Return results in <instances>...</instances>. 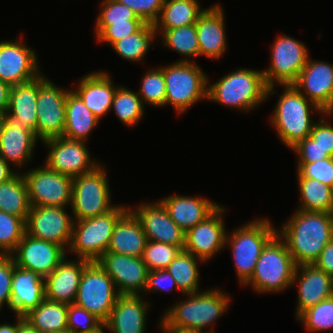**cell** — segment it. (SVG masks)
Instances as JSON below:
<instances>
[{"label": "cell", "mask_w": 333, "mask_h": 333, "mask_svg": "<svg viewBox=\"0 0 333 333\" xmlns=\"http://www.w3.org/2000/svg\"><path fill=\"white\" fill-rule=\"evenodd\" d=\"M290 219L278 228L295 264H314L333 238V213L295 210Z\"/></svg>", "instance_id": "6da1fadb"}, {"label": "cell", "mask_w": 333, "mask_h": 333, "mask_svg": "<svg viewBox=\"0 0 333 333\" xmlns=\"http://www.w3.org/2000/svg\"><path fill=\"white\" fill-rule=\"evenodd\" d=\"M230 296L219 289H207L187 294V299L176 302L159 321L161 328H188L206 330L227 311ZM204 329V330H203Z\"/></svg>", "instance_id": "7a4b0ae2"}, {"label": "cell", "mask_w": 333, "mask_h": 333, "mask_svg": "<svg viewBox=\"0 0 333 333\" xmlns=\"http://www.w3.org/2000/svg\"><path fill=\"white\" fill-rule=\"evenodd\" d=\"M282 87L284 92L276 102L270 116V124L276 130L279 140L291 149L300 140L310 135L315 124V121L311 119V110L321 115L325 112L293 85H282Z\"/></svg>", "instance_id": "3957f363"}, {"label": "cell", "mask_w": 333, "mask_h": 333, "mask_svg": "<svg viewBox=\"0 0 333 333\" xmlns=\"http://www.w3.org/2000/svg\"><path fill=\"white\" fill-rule=\"evenodd\" d=\"M267 86L262 70L238 68L216 83H207V100L243 111L266 102Z\"/></svg>", "instance_id": "277c9868"}, {"label": "cell", "mask_w": 333, "mask_h": 333, "mask_svg": "<svg viewBox=\"0 0 333 333\" xmlns=\"http://www.w3.org/2000/svg\"><path fill=\"white\" fill-rule=\"evenodd\" d=\"M297 265L285 241L276 233L264 246L251 278L243 285H251L255 292L277 293L292 286Z\"/></svg>", "instance_id": "5b68a950"}, {"label": "cell", "mask_w": 333, "mask_h": 333, "mask_svg": "<svg viewBox=\"0 0 333 333\" xmlns=\"http://www.w3.org/2000/svg\"><path fill=\"white\" fill-rule=\"evenodd\" d=\"M276 233L270 220L258 218L226 234L225 246L230 245L237 279L242 285L251 278L264 246Z\"/></svg>", "instance_id": "8992f818"}, {"label": "cell", "mask_w": 333, "mask_h": 333, "mask_svg": "<svg viewBox=\"0 0 333 333\" xmlns=\"http://www.w3.org/2000/svg\"><path fill=\"white\" fill-rule=\"evenodd\" d=\"M165 79V106L172 105L177 114H183L193 104L207 99L208 76L192 61H176L162 67Z\"/></svg>", "instance_id": "52a82bcc"}, {"label": "cell", "mask_w": 333, "mask_h": 333, "mask_svg": "<svg viewBox=\"0 0 333 333\" xmlns=\"http://www.w3.org/2000/svg\"><path fill=\"white\" fill-rule=\"evenodd\" d=\"M116 205L112 210L93 218L74 220L68 251L77 258L96 262L108 249L118 219L128 210Z\"/></svg>", "instance_id": "ba28073f"}, {"label": "cell", "mask_w": 333, "mask_h": 333, "mask_svg": "<svg viewBox=\"0 0 333 333\" xmlns=\"http://www.w3.org/2000/svg\"><path fill=\"white\" fill-rule=\"evenodd\" d=\"M110 184L103 165L73 178L71 212L74 220L96 217L112 210Z\"/></svg>", "instance_id": "9c48e42d"}, {"label": "cell", "mask_w": 333, "mask_h": 333, "mask_svg": "<svg viewBox=\"0 0 333 333\" xmlns=\"http://www.w3.org/2000/svg\"><path fill=\"white\" fill-rule=\"evenodd\" d=\"M308 48L301 41L289 35H278L271 47V63L262 70L267 86L266 99L274 92L277 85H292L304 68L309 58ZM276 82V83H275Z\"/></svg>", "instance_id": "30bf717a"}, {"label": "cell", "mask_w": 333, "mask_h": 333, "mask_svg": "<svg viewBox=\"0 0 333 333\" xmlns=\"http://www.w3.org/2000/svg\"><path fill=\"white\" fill-rule=\"evenodd\" d=\"M118 295L112 278L97 262H90L83 270L74 304L105 323Z\"/></svg>", "instance_id": "8fae6325"}, {"label": "cell", "mask_w": 333, "mask_h": 333, "mask_svg": "<svg viewBox=\"0 0 333 333\" xmlns=\"http://www.w3.org/2000/svg\"><path fill=\"white\" fill-rule=\"evenodd\" d=\"M69 91L54 85L43 74L37 77L36 137L39 141L63 136Z\"/></svg>", "instance_id": "7c38bea8"}, {"label": "cell", "mask_w": 333, "mask_h": 333, "mask_svg": "<svg viewBox=\"0 0 333 333\" xmlns=\"http://www.w3.org/2000/svg\"><path fill=\"white\" fill-rule=\"evenodd\" d=\"M31 206L66 207L71 205L73 178L57 173L45 164L22 173Z\"/></svg>", "instance_id": "4fadbf2b"}, {"label": "cell", "mask_w": 333, "mask_h": 333, "mask_svg": "<svg viewBox=\"0 0 333 333\" xmlns=\"http://www.w3.org/2000/svg\"><path fill=\"white\" fill-rule=\"evenodd\" d=\"M42 143L49 149L45 165L57 173L72 178L93 171L100 164L90 158L85 141L61 137L47 139Z\"/></svg>", "instance_id": "5bb4252c"}, {"label": "cell", "mask_w": 333, "mask_h": 333, "mask_svg": "<svg viewBox=\"0 0 333 333\" xmlns=\"http://www.w3.org/2000/svg\"><path fill=\"white\" fill-rule=\"evenodd\" d=\"M73 223V216L68 214L66 207L31 206L25 221L26 234L59 244L68 250Z\"/></svg>", "instance_id": "9a60e30c"}, {"label": "cell", "mask_w": 333, "mask_h": 333, "mask_svg": "<svg viewBox=\"0 0 333 333\" xmlns=\"http://www.w3.org/2000/svg\"><path fill=\"white\" fill-rule=\"evenodd\" d=\"M19 39L0 41V80L10 86L29 82L42 73L35 50L22 36Z\"/></svg>", "instance_id": "2e32d148"}, {"label": "cell", "mask_w": 333, "mask_h": 333, "mask_svg": "<svg viewBox=\"0 0 333 333\" xmlns=\"http://www.w3.org/2000/svg\"><path fill=\"white\" fill-rule=\"evenodd\" d=\"M119 294L142 295L149 270L142 257L105 252L97 261Z\"/></svg>", "instance_id": "e0dca14e"}, {"label": "cell", "mask_w": 333, "mask_h": 333, "mask_svg": "<svg viewBox=\"0 0 333 333\" xmlns=\"http://www.w3.org/2000/svg\"><path fill=\"white\" fill-rule=\"evenodd\" d=\"M220 205L204 221L196 224L185 233L186 252L193 254L204 262L217 256L219 251L224 250L226 240V227L224 224V209Z\"/></svg>", "instance_id": "ac0fdd59"}, {"label": "cell", "mask_w": 333, "mask_h": 333, "mask_svg": "<svg viewBox=\"0 0 333 333\" xmlns=\"http://www.w3.org/2000/svg\"><path fill=\"white\" fill-rule=\"evenodd\" d=\"M66 250L59 244L40 240L25 233L11 256L16 266L34 271L45 278L67 256Z\"/></svg>", "instance_id": "d6986e66"}, {"label": "cell", "mask_w": 333, "mask_h": 333, "mask_svg": "<svg viewBox=\"0 0 333 333\" xmlns=\"http://www.w3.org/2000/svg\"><path fill=\"white\" fill-rule=\"evenodd\" d=\"M137 208V209H136ZM129 209L140 221L147 240L178 246L185 245V232L170 218L167 209L160 200L141 203Z\"/></svg>", "instance_id": "ffe728a7"}, {"label": "cell", "mask_w": 333, "mask_h": 333, "mask_svg": "<svg viewBox=\"0 0 333 333\" xmlns=\"http://www.w3.org/2000/svg\"><path fill=\"white\" fill-rule=\"evenodd\" d=\"M292 85L324 112H333V64L309 57Z\"/></svg>", "instance_id": "44dd1931"}, {"label": "cell", "mask_w": 333, "mask_h": 333, "mask_svg": "<svg viewBox=\"0 0 333 333\" xmlns=\"http://www.w3.org/2000/svg\"><path fill=\"white\" fill-rule=\"evenodd\" d=\"M298 284L296 318L306 309L333 296V278L314 264L298 265L292 286Z\"/></svg>", "instance_id": "7402d4cb"}, {"label": "cell", "mask_w": 333, "mask_h": 333, "mask_svg": "<svg viewBox=\"0 0 333 333\" xmlns=\"http://www.w3.org/2000/svg\"><path fill=\"white\" fill-rule=\"evenodd\" d=\"M142 295L119 294L109 319L104 323L110 333H145L150 304Z\"/></svg>", "instance_id": "603a6c76"}, {"label": "cell", "mask_w": 333, "mask_h": 333, "mask_svg": "<svg viewBox=\"0 0 333 333\" xmlns=\"http://www.w3.org/2000/svg\"><path fill=\"white\" fill-rule=\"evenodd\" d=\"M45 279L34 271L15 265L11 283L10 310L24 317L45 299Z\"/></svg>", "instance_id": "cb8c5ba5"}, {"label": "cell", "mask_w": 333, "mask_h": 333, "mask_svg": "<svg viewBox=\"0 0 333 333\" xmlns=\"http://www.w3.org/2000/svg\"><path fill=\"white\" fill-rule=\"evenodd\" d=\"M37 140L32 130L25 127L17 118L7 115L0 135V156L10 165L21 168L31 161Z\"/></svg>", "instance_id": "d4e9b609"}, {"label": "cell", "mask_w": 333, "mask_h": 333, "mask_svg": "<svg viewBox=\"0 0 333 333\" xmlns=\"http://www.w3.org/2000/svg\"><path fill=\"white\" fill-rule=\"evenodd\" d=\"M65 257L60 264L46 276L45 297L54 302L74 304L84 268L90 261Z\"/></svg>", "instance_id": "484cf974"}, {"label": "cell", "mask_w": 333, "mask_h": 333, "mask_svg": "<svg viewBox=\"0 0 333 333\" xmlns=\"http://www.w3.org/2000/svg\"><path fill=\"white\" fill-rule=\"evenodd\" d=\"M224 10L213 4L198 17L196 22L200 56L212 59L223 57L227 48Z\"/></svg>", "instance_id": "4316f807"}, {"label": "cell", "mask_w": 333, "mask_h": 333, "mask_svg": "<svg viewBox=\"0 0 333 333\" xmlns=\"http://www.w3.org/2000/svg\"><path fill=\"white\" fill-rule=\"evenodd\" d=\"M77 87L73 90L100 121L110 112L113 97L118 86L114 85L111 76L106 71L88 73L80 78Z\"/></svg>", "instance_id": "83f0119b"}, {"label": "cell", "mask_w": 333, "mask_h": 333, "mask_svg": "<svg viewBox=\"0 0 333 333\" xmlns=\"http://www.w3.org/2000/svg\"><path fill=\"white\" fill-rule=\"evenodd\" d=\"M170 218L186 233L196 224L204 221L220 205L205 197L169 195L160 199Z\"/></svg>", "instance_id": "f1b7e54d"}, {"label": "cell", "mask_w": 333, "mask_h": 333, "mask_svg": "<svg viewBox=\"0 0 333 333\" xmlns=\"http://www.w3.org/2000/svg\"><path fill=\"white\" fill-rule=\"evenodd\" d=\"M147 242L146 234L135 214L128 209L117 221L106 252L142 257Z\"/></svg>", "instance_id": "f546056e"}, {"label": "cell", "mask_w": 333, "mask_h": 333, "mask_svg": "<svg viewBox=\"0 0 333 333\" xmlns=\"http://www.w3.org/2000/svg\"><path fill=\"white\" fill-rule=\"evenodd\" d=\"M99 122L82 99L73 90H70L66 98L63 137L86 142Z\"/></svg>", "instance_id": "4dcf8cb0"}, {"label": "cell", "mask_w": 333, "mask_h": 333, "mask_svg": "<svg viewBox=\"0 0 333 333\" xmlns=\"http://www.w3.org/2000/svg\"><path fill=\"white\" fill-rule=\"evenodd\" d=\"M37 78L11 86L7 115L17 118L36 136Z\"/></svg>", "instance_id": "1f68e13d"}, {"label": "cell", "mask_w": 333, "mask_h": 333, "mask_svg": "<svg viewBox=\"0 0 333 333\" xmlns=\"http://www.w3.org/2000/svg\"><path fill=\"white\" fill-rule=\"evenodd\" d=\"M198 0H164L155 29H172L196 24L198 17L206 10L201 9Z\"/></svg>", "instance_id": "d6a6232c"}, {"label": "cell", "mask_w": 333, "mask_h": 333, "mask_svg": "<svg viewBox=\"0 0 333 333\" xmlns=\"http://www.w3.org/2000/svg\"><path fill=\"white\" fill-rule=\"evenodd\" d=\"M68 304L44 299L34 310L24 316L38 332H68Z\"/></svg>", "instance_id": "836d02e7"}, {"label": "cell", "mask_w": 333, "mask_h": 333, "mask_svg": "<svg viewBox=\"0 0 333 333\" xmlns=\"http://www.w3.org/2000/svg\"><path fill=\"white\" fill-rule=\"evenodd\" d=\"M300 203L297 210L333 213L331 187L297 172Z\"/></svg>", "instance_id": "e575fe53"}, {"label": "cell", "mask_w": 333, "mask_h": 333, "mask_svg": "<svg viewBox=\"0 0 333 333\" xmlns=\"http://www.w3.org/2000/svg\"><path fill=\"white\" fill-rule=\"evenodd\" d=\"M30 207L27 184L22 173L0 184V211L26 221Z\"/></svg>", "instance_id": "d590c367"}, {"label": "cell", "mask_w": 333, "mask_h": 333, "mask_svg": "<svg viewBox=\"0 0 333 333\" xmlns=\"http://www.w3.org/2000/svg\"><path fill=\"white\" fill-rule=\"evenodd\" d=\"M205 263L193 254L181 250L179 254L170 262L166 270L171 274L177 284V289L183 294L200 292L198 263Z\"/></svg>", "instance_id": "8d00e7d4"}, {"label": "cell", "mask_w": 333, "mask_h": 333, "mask_svg": "<svg viewBox=\"0 0 333 333\" xmlns=\"http://www.w3.org/2000/svg\"><path fill=\"white\" fill-rule=\"evenodd\" d=\"M156 34H162V44L168 49L176 51L184 58L179 61H191L187 57H200L196 24L172 29H155ZM186 56V57H185ZM189 59V60H188Z\"/></svg>", "instance_id": "74e56055"}, {"label": "cell", "mask_w": 333, "mask_h": 333, "mask_svg": "<svg viewBox=\"0 0 333 333\" xmlns=\"http://www.w3.org/2000/svg\"><path fill=\"white\" fill-rule=\"evenodd\" d=\"M157 37L154 24L145 23L137 32L114 42L111 47L129 62H141Z\"/></svg>", "instance_id": "f35d334b"}, {"label": "cell", "mask_w": 333, "mask_h": 333, "mask_svg": "<svg viewBox=\"0 0 333 333\" xmlns=\"http://www.w3.org/2000/svg\"><path fill=\"white\" fill-rule=\"evenodd\" d=\"M119 120L128 127L134 126L144 115V104L138 93L124 87H117L112 107Z\"/></svg>", "instance_id": "ab89813d"}, {"label": "cell", "mask_w": 333, "mask_h": 333, "mask_svg": "<svg viewBox=\"0 0 333 333\" xmlns=\"http://www.w3.org/2000/svg\"><path fill=\"white\" fill-rule=\"evenodd\" d=\"M296 320L309 332H323L333 329V296L303 311Z\"/></svg>", "instance_id": "60d3db41"}, {"label": "cell", "mask_w": 333, "mask_h": 333, "mask_svg": "<svg viewBox=\"0 0 333 333\" xmlns=\"http://www.w3.org/2000/svg\"><path fill=\"white\" fill-rule=\"evenodd\" d=\"M25 233L23 218L0 211V255H11Z\"/></svg>", "instance_id": "b9f144b4"}, {"label": "cell", "mask_w": 333, "mask_h": 333, "mask_svg": "<svg viewBox=\"0 0 333 333\" xmlns=\"http://www.w3.org/2000/svg\"><path fill=\"white\" fill-rule=\"evenodd\" d=\"M143 104L155 107L165 106L166 87L162 66L151 68L142 78L141 86L137 92Z\"/></svg>", "instance_id": "7bdbcfd3"}, {"label": "cell", "mask_w": 333, "mask_h": 333, "mask_svg": "<svg viewBox=\"0 0 333 333\" xmlns=\"http://www.w3.org/2000/svg\"><path fill=\"white\" fill-rule=\"evenodd\" d=\"M180 251L178 246L147 240L142 258L149 271L162 270L169 266Z\"/></svg>", "instance_id": "ee69618b"}, {"label": "cell", "mask_w": 333, "mask_h": 333, "mask_svg": "<svg viewBox=\"0 0 333 333\" xmlns=\"http://www.w3.org/2000/svg\"><path fill=\"white\" fill-rule=\"evenodd\" d=\"M104 323L86 309L68 304L67 329L69 333H98Z\"/></svg>", "instance_id": "f6af8a7d"}, {"label": "cell", "mask_w": 333, "mask_h": 333, "mask_svg": "<svg viewBox=\"0 0 333 333\" xmlns=\"http://www.w3.org/2000/svg\"><path fill=\"white\" fill-rule=\"evenodd\" d=\"M100 13L95 25H111L120 22H144L135 13L117 0L100 1Z\"/></svg>", "instance_id": "bcb514c9"}, {"label": "cell", "mask_w": 333, "mask_h": 333, "mask_svg": "<svg viewBox=\"0 0 333 333\" xmlns=\"http://www.w3.org/2000/svg\"><path fill=\"white\" fill-rule=\"evenodd\" d=\"M145 22H120L111 25H94L96 40L112 45L114 42L137 32Z\"/></svg>", "instance_id": "7dc6e473"}, {"label": "cell", "mask_w": 333, "mask_h": 333, "mask_svg": "<svg viewBox=\"0 0 333 333\" xmlns=\"http://www.w3.org/2000/svg\"><path fill=\"white\" fill-rule=\"evenodd\" d=\"M302 177L318 180L328 186L333 184V158L313 163H297L296 170Z\"/></svg>", "instance_id": "c3c4849f"}, {"label": "cell", "mask_w": 333, "mask_h": 333, "mask_svg": "<svg viewBox=\"0 0 333 333\" xmlns=\"http://www.w3.org/2000/svg\"><path fill=\"white\" fill-rule=\"evenodd\" d=\"M322 116L325 117H321L318 122H315L309 137L316 142L323 153L333 158V125L327 119L325 120L326 117H331V112H325Z\"/></svg>", "instance_id": "681fc988"}, {"label": "cell", "mask_w": 333, "mask_h": 333, "mask_svg": "<svg viewBox=\"0 0 333 333\" xmlns=\"http://www.w3.org/2000/svg\"><path fill=\"white\" fill-rule=\"evenodd\" d=\"M131 9L145 23L154 24L160 16L164 0H117Z\"/></svg>", "instance_id": "f907efd6"}, {"label": "cell", "mask_w": 333, "mask_h": 333, "mask_svg": "<svg viewBox=\"0 0 333 333\" xmlns=\"http://www.w3.org/2000/svg\"><path fill=\"white\" fill-rule=\"evenodd\" d=\"M13 257L0 255V311L6 304L10 310Z\"/></svg>", "instance_id": "816d5d0a"}, {"label": "cell", "mask_w": 333, "mask_h": 333, "mask_svg": "<svg viewBox=\"0 0 333 333\" xmlns=\"http://www.w3.org/2000/svg\"><path fill=\"white\" fill-rule=\"evenodd\" d=\"M174 286L177 288L176 281L166 269L150 270L148 272L146 286L143 294H145V292L151 293L155 291H166L171 293L174 289Z\"/></svg>", "instance_id": "f5cc1de1"}, {"label": "cell", "mask_w": 333, "mask_h": 333, "mask_svg": "<svg viewBox=\"0 0 333 333\" xmlns=\"http://www.w3.org/2000/svg\"><path fill=\"white\" fill-rule=\"evenodd\" d=\"M298 157V163H313L318 160L327 159L329 156L323 153L316 142L309 136L300 140L294 147L291 148Z\"/></svg>", "instance_id": "db71d44e"}, {"label": "cell", "mask_w": 333, "mask_h": 333, "mask_svg": "<svg viewBox=\"0 0 333 333\" xmlns=\"http://www.w3.org/2000/svg\"><path fill=\"white\" fill-rule=\"evenodd\" d=\"M314 265L333 278V238L322 250Z\"/></svg>", "instance_id": "11a10c76"}, {"label": "cell", "mask_w": 333, "mask_h": 333, "mask_svg": "<svg viewBox=\"0 0 333 333\" xmlns=\"http://www.w3.org/2000/svg\"><path fill=\"white\" fill-rule=\"evenodd\" d=\"M11 86L0 80V112H7L9 106Z\"/></svg>", "instance_id": "9f6ffc18"}, {"label": "cell", "mask_w": 333, "mask_h": 333, "mask_svg": "<svg viewBox=\"0 0 333 333\" xmlns=\"http://www.w3.org/2000/svg\"><path fill=\"white\" fill-rule=\"evenodd\" d=\"M11 165L0 156V184L10 180L18 171L12 170Z\"/></svg>", "instance_id": "6f0895ef"}, {"label": "cell", "mask_w": 333, "mask_h": 333, "mask_svg": "<svg viewBox=\"0 0 333 333\" xmlns=\"http://www.w3.org/2000/svg\"><path fill=\"white\" fill-rule=\"evenodd\" d=\"M15 318H17V320L13 325L7 322L0 324V333H17L18 326L20 325V316H16Z\"/></svg>", "instance_id": "680465c9"}, {"label": "cell", "mask_w": 333, "mask_h": 333, "mask_svg": "<svg viewBox=\"0 0 333 333\" xmlns=\"http://www.w3.org/2000/svg\"><path fill=\"white\" fill-rule=\"evenodd\" d=\"M167 333H215V331L212 329L202 331L197 329H188V328H163Z\"/></svg>", "instance_id": "91938a15"}, {"label": "cell", "mask_w": 333, "mask_h": 333, "mask_svg": "<svg viewBox=\"0 0 333 333\" xmlns=\"http://www.w3.org/2000/svg\"><path fill=\"white\" fill-rule=\"evenodd\" d=\"M17 333H40L24 317L20 316V325Z\"/></svg>", "instance_id": "94428289"}, {"label": "cell", "mask_w": 333, "mask_h": 333, "mask_svg": "<svg viewBox=\"0 0 333 333\" xmlns=\"http://www.w3.org/2000/svg\"><path fill=\"white\" fill-rule=\"evenodd\" d=\"M7 112H0V135L3 132L5 122H6Z\"/></svg>", "instance_id": "6125c7cd"}, {"label": "cell", "mask_w": 333, "mask_h": 333, "mask_svg": "<svg viewBox=\"0 0 333 333\" xmlns=\"http://www.w3.org/2000/svg\"><path fill=\"white\" fill-rule=\"evenodd\" d=\"M159 328H160V330L162 329V332L163 333H167L163 328H161L160 326H159Z\"/></svg>", "instance_id": "be15d7a7"}, {"label": "cell", "mask_w": 333, "mask_h": 333, "mask_svg": "<svg viewBox=\"0 0 333 333\" xmlns=\"http://www.w3.org/2000/svg\"><path fill=\"white\" fill-rule=\"evenodd\" d=\"M331 192H332V197H333V184L331 186Z\"/></svg>", "instance_id": "e7e4bbea"}, {"label": "cell", "mask_w": 333, "mask_h": 333, "mask_svg": "<svg viewBox=\"0 0 333 333\" xmlns=\"http://www.w3.org/2000/svg\"><path fill=\"white\" fill-rule=\"evenodd\" d=\"M44 333H54V332H44ZM60 333H69V332H60Z\"/></svg>", "instance_id": "03108f58"}, {"label": "cell", "mask_w": 333, "mask_h": 333, "mask_svg": "<svg viewBox=\"0 0 333 333\" xmlns=\"http://www.w3.org/2000/svg\"><path fill=\"white\" fill-rule=\"evenodd\" d=\"M104 329H105V328H103L102 330H100L98 333H104Z\"/></svg>", "instance_id": "003e7915"}]
</instances>
